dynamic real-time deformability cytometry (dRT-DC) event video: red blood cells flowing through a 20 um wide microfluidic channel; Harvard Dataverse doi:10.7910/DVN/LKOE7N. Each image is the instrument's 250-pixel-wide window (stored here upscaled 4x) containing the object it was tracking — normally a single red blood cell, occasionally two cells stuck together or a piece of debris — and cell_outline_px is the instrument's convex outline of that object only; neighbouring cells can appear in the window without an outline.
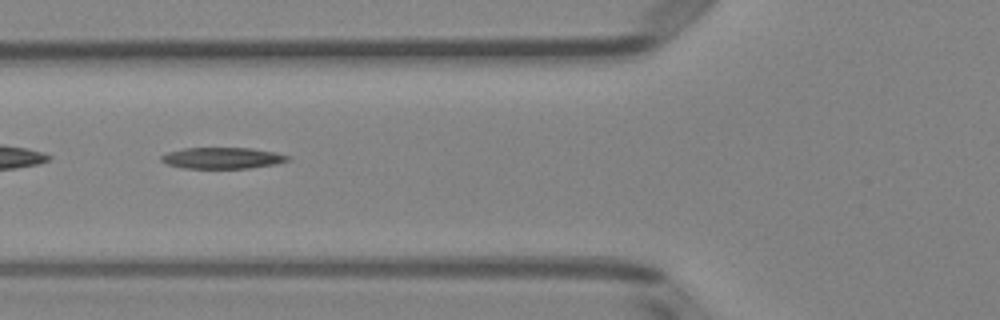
{"species": "Egyptian fruit bat (a non-hibernating species)", "species_latin": "Rousettus aegyptiacus", "temperature_condition": "room temperature", "stored_images_in_passage": 43, "segment_of_instrument_passage": [2, 2], "camera_frame_rate_fps": 3000, "um_per_image_px": 0.085, "animal": {"sex": "female"}, "frame": {"image": 1, "passage_image": 12, "time_ms": 3.667, "image_size_px": [1000, 320], "cell_outline_px": [[292, 160], [276, 164], [252, 168], [184, 168], [168, 164], [160, 160], [160, 156], [168, 152], [184, 148], [252, 148], [272, 152], [288, 156]], "centroid_in_image_um": [18.91, 13.44], "position_along_channel_um": 106.9, "area_um2": 15.61}}
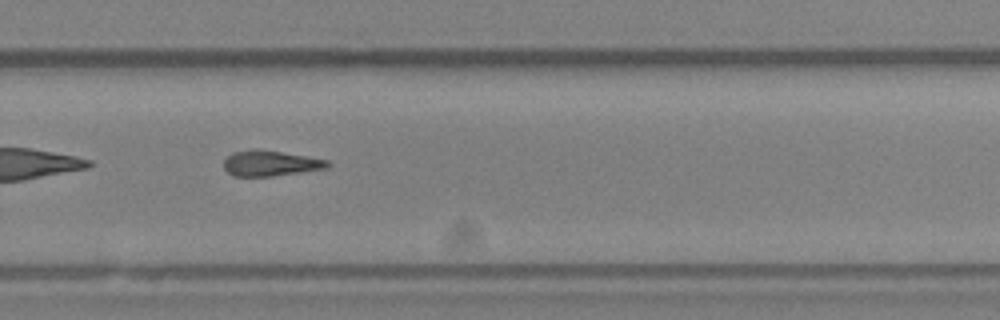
{"frame": {"image": 2, "passage_image": 27, "time_ms": 8.667, "image_size_px": [1000, 320], "cell_outline_px": [[332, 164], [328, 168], [272, 176], [232, 176], [224, 168], [224, 160], [232, 152], [280, 152], [328, 160]], "centroid_in_image_um": [23.03, 13.93], "position_along_channel_um": 306.8, "area_um2": 14.68}}
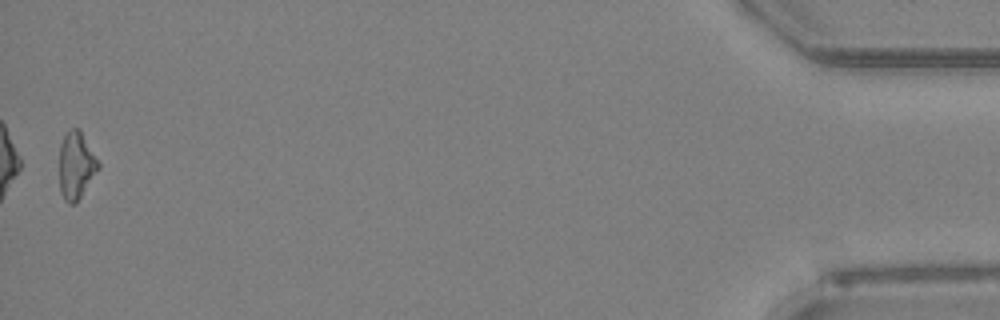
{"frame": {"image": 3, "passage_image": 43, "time_ms": 14.0, "image_size_px": [1000, 320], "cell_outline_px": [[100, 168], [76, 204], [68, 204], [64, 200], [60, 192], [60, 144], [64, 136], [72, 128], [80, 128], [100, 164]], "centroid_in_image_um": [6.48, 14.09], "position_along_channel_um": 428.7, "area_um2": 15.37}}